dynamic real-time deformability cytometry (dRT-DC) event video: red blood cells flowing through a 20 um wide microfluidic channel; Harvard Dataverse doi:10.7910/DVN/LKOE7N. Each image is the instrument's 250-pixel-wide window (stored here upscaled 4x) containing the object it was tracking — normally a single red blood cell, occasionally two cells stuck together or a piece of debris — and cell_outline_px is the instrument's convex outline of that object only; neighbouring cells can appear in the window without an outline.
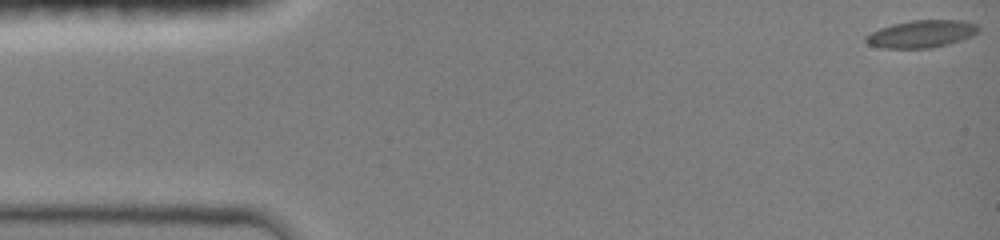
{"species": "common noctule bat (a hibernating species)", "species_latin": "Nyctalus noctula", "temperature_condition": "room temperature", "stored_images_in_passage": 8, "camera_frame_rate_fps": 3000, "um_per_image_px": 0.085, "animal": {"sex": "female", "body_mass_g": 19.0, "forearm_length_mm": 51.5}, "frame": {"image": 1, "passage_image": 1, "time_ms": 0.0, "image_size_px": [1000, 240], "cell_outline_px": [[980, 28], [976, 32], [960, 40], [948, 44], [928, 48], [880, 48], [868, 44], [864, 40], [864, 36], [880, 28], [892, 24], [912, 20], [964, 20], [976, 24]], "centroid_in_image_um": [78.27, 2.88], "position_along_channel_um": 6.7, "area_um2": 17.86}}
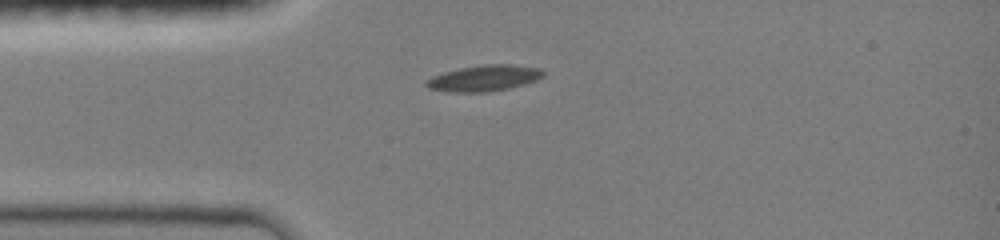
{"frame": {"image": 2, "passage_image": 6, "time_ms": 3.667, "image_size_px": [1000, 240], "cell_outline_px": [[544, 76], [536, 80], [524, 84], [508, 88], [484, 92], [452, 92], [428, 88], [424, 84], [424, 80], [432, 76], [444, 72], [460, 68], [484, 64], [512, 64], [540, 68], [544, 72]], "centroid_in_image_um": [41.13, 6.63], "position_along_channel_um": 43.9, "area_um2": 17.74}}
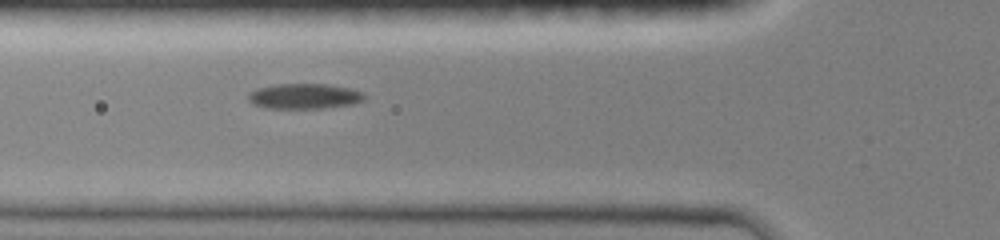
{"frame": {"image": 3, "passage_image": 8, "time_ms": 5.333, "image_size_px": [1000, 240], "cell_outline_px": [[364, 100], [352, 104], [320, 108], [268, 108], [256, 104], [248, 100], [248, 92], [256, 88], [276, 84], [328, 84], [348, 88], [364, 92]], "centroid_in_image_um": [25.86, 8.16], "position_along_channel_um": 99.9, "area_um2": 16.99}}